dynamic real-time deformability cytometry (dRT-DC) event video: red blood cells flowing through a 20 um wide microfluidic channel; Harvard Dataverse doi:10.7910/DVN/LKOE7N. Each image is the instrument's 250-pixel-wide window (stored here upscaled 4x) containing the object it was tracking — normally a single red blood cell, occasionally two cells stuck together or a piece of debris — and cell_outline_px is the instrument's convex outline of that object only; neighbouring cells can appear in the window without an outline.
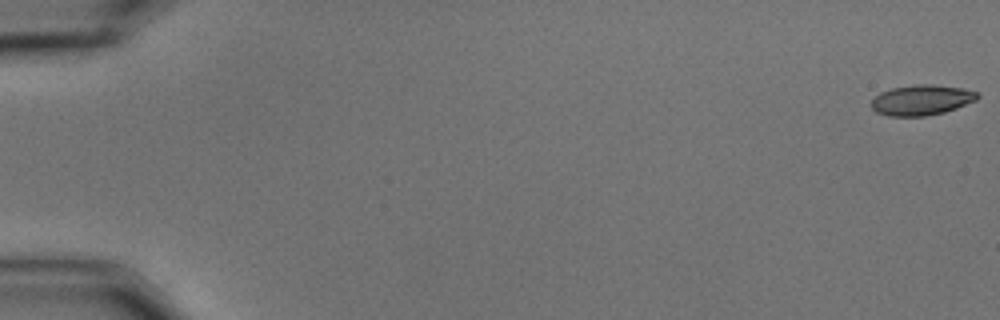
{"species": "common noctule bat (a hibernating species)", "species_latin": "Nyctalus noctula", "temperature_condition": "cold", "stored_images_in_passage": 59, "camera_frame_rate_fps": 3000, "um_per_image_px": 0.085, "animal": {"sex": "male", "body_mass_g": 15.6}, "frame": {"image": 1, "passage_image": 1, "time_ms": 0.0, "image_size_px": [1000, 320], "cell_outline_px": [[980, 96], [976, 100], [956, 108], [944, 112], [924, 116], [888, 116], [876, 112], [872, 108], [872, 100], [880, 92], [892, 88], [916, 84], [932, 84], [964, 88], [980, 92]], "centroid_in_image_um": [78.36, 8.49], "position_along_channel_um": 6.6, "area_um2": 18.84}}
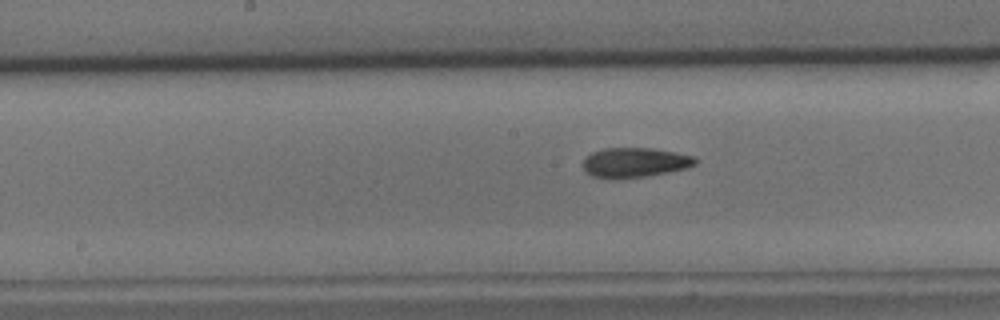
{"frame": {"image": 2, "passage_image": 31, "time_ms": 10.0, "image_size_px": [1000, 320], "cell_outline_px": [[696, 164], [688, 168], [644, 176], [616, 180], [612, 180], [592, 176], [584, 168], [584, 156], [592, 152], [604, 148], [652, 148], [696, 156]], "centroid_in_image_um": [53.94, 13.82], "position_along_channel_um": 194.3, "area_um2": 19.59}}
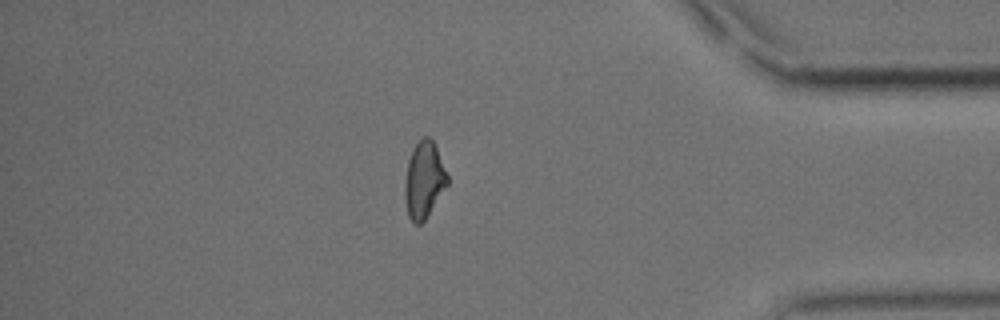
{"frame": {"image": 3, "passage_image": 51, "time_ms": 16.667, "image_size_px": [1000, 320], "cell_outline_px": [[448, 184], [424, 220], [420, 224], [416, 224], [408, 216], [404, 200], [404, 184], [408, 160], [416, 144], [424, 136], [428, 136], [432, 140], [436, 148], [448, 176]], "centroid_in_image_um": [36.02, 15.31], "position_along_channel_um": 399.2, "area_um2": 18.67}, "authors_computed_cell_mechanics": {"area_um2": 19.4208, "velocity_mm_per_s": 3.4966, "shape_relaxation_time_tau1_ms": 6.8686, "shape_relaxation_time_tau2_ms": 2.8986, "deformation_change_tau1": 0.1534, "deformation_change_tau2": 0.1024}}